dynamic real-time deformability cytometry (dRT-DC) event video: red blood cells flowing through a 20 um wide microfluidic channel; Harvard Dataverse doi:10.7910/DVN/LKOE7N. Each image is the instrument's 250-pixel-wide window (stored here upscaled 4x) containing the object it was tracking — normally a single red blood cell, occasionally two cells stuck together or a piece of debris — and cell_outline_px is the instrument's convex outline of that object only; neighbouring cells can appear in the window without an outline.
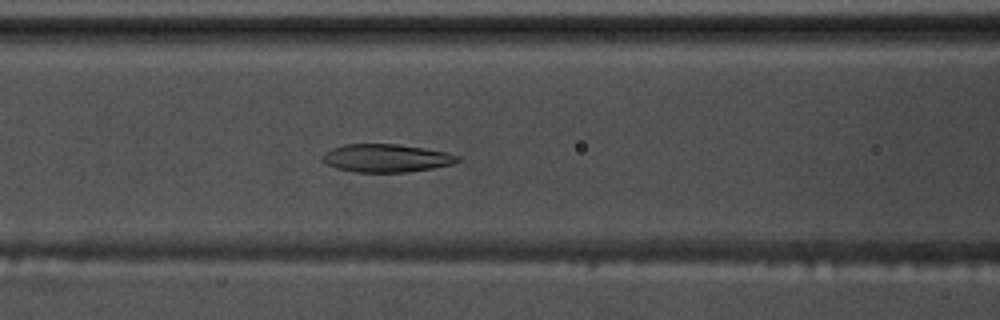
{"species": "common noctule bat (a hibernating species)", "species_latin": "Nyctalus noctula", "temperature_condition": "warm", "stored_images_in_passage": 41, "camera_frame_rate_fps": 3000, "um_per_image_px": 0.085, "animal": {"sex": "male", "body_mass_g": 17.5, "forearm_length_mm": 52.3}, "frame": {"image": 1, "passage_image": 8, "time_ms": 2.333, "image_size_px": [1000, 320], "cell_outline_px": [[460, 160], [452, 164], [432, 168], [404, 172], [356, 172], [336, 168], [320, 160], [320, 156], [324, 152], [332, 148], [344, 144], [396, 144], [424, 148], [448, 152], [460, 156]], "centroid_in_image_um": [32.81, 13.43], "position_along_channel_um": 133.8, "area_um2": 22.14}}
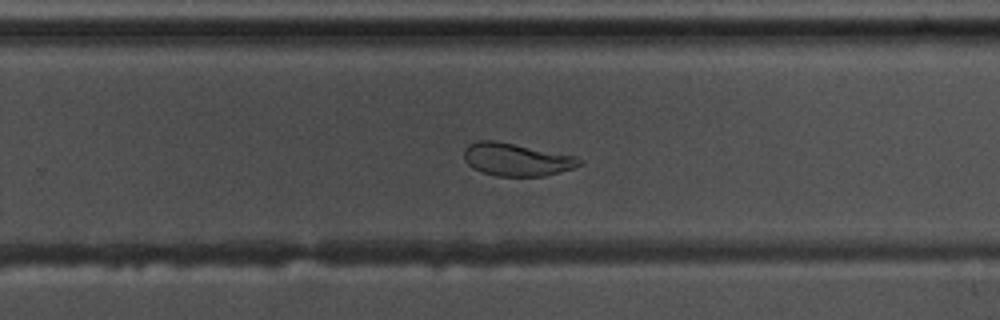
{"frame": {"image": 2, "passage_image": 21, "time_ms": 6.667, "image_size_px": [1000, 320], "cell_outline_px": [[584, 164], [560, 172], [544, 176], [496, 176], [480, 172], [472, 168], [464, 160], [464, 148], [468, 144], [480, 140], [492, 140], [576, 156], [584, 160]], "centroid_in_image_um": [43.9, 13.57], "position_along_channel_um": 285.9, "area_um2": 22.08}}
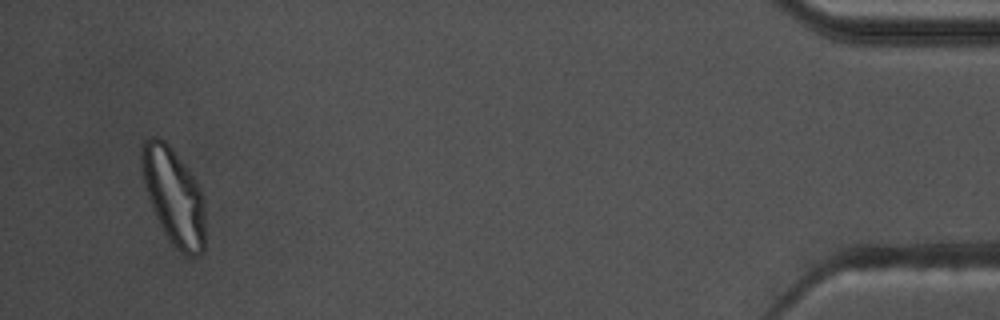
{"frame": {"image": 3, "passage_image": 39, "time_ms": 12.667, "image_size_px": [1000, 320], "cell_outline_px": [[204, 252], [196, 256], [188, 256], [180, 252], [168, 240], [152, 208], [144, 184], [140, 164], [140, 148], [144, 140], [148, 136], [156, 136], [164, 140], [168, 144], [188, 168], [196, 180], [204, 196]], "centroid_in_image_um": [14.76, 16.66], "position_along_channel_um": 420.4, "area_um2": 36.18}, "authors_computed_cell_mechanics": {"area_um2": 23.4668, "velocity_mm_per_s": 3.5269, "shape_relaxation_time_tau1_ms": null, "shape_relaxation_time_tau2_ms": 2.4895, "deformation_change_tau1": null, "deformation_change_tau2": 0.0731}}